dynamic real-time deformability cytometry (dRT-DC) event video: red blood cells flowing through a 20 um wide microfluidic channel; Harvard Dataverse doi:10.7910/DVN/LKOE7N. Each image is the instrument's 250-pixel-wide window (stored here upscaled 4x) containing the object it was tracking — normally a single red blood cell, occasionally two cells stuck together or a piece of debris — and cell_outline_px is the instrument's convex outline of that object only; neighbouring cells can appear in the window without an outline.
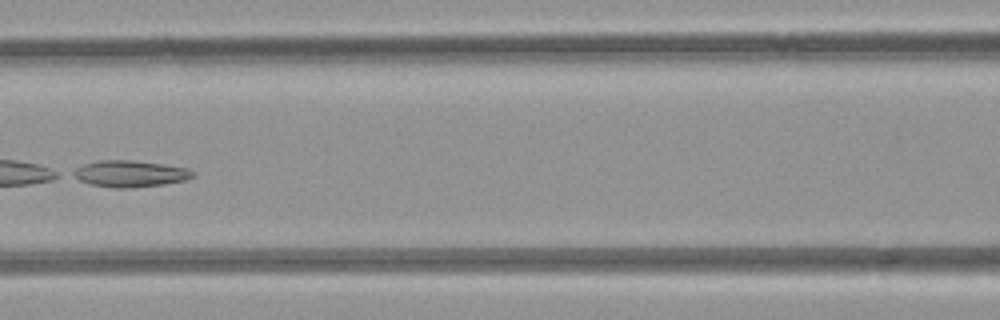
{"species": "common noctule bat (a hibernating species)", "species_latin": "Nyctalus noctula", "temperature_condition": "room temperature", "stored_images_in_passage": 8, "camera_frame_rate_fps": 3000, "um_per_image_px": 0.085, "animal": {"sex": "female", "body_mass_g": 21.9}, "frame": {"image": 1, "passage_image": 7, "time_ms": 7.0, "image_size_px": [1000, 320], "cell_outline_px": [[196, 176], [184, 180], [164, 184], [128, 188], [112, 188], [92, 184], [80, 180], [72, 176], [68, 172], [84, 164], [100, 160], [128, 160], [160, 164], [188, 168], [196, 172]], "centroid_in_image_um": [11.04, 14.77], "position_along_channel_um": 155.6, "area_um2": 18.44}}
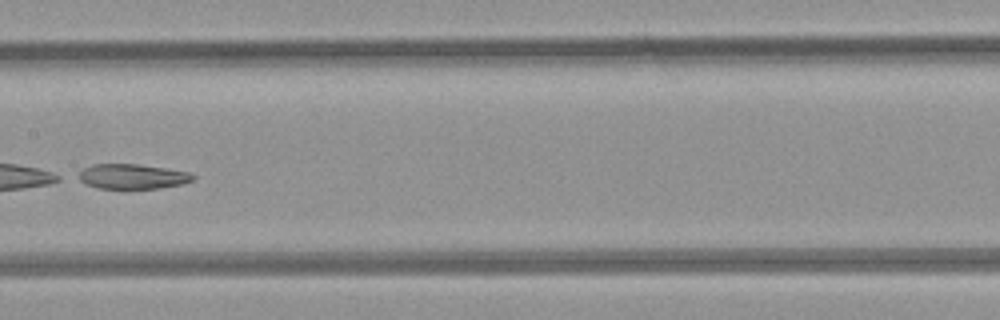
{"frame": {"image": 2, "passage_image": 8, "time_ms": 8.0, "image_size_px": [1000, 320], "cell_outline_px": [[196, 176], [192, 180], [180, 184], [160, 188], [96, 188], [72, 176], [84, 168], [92, 164], [136, 164], [164, 168], [188, 172]], "centroid_in_image_um": [11.17, 14.99], "position_along_channel_um": 196.2, "area_um2": 16.53}}